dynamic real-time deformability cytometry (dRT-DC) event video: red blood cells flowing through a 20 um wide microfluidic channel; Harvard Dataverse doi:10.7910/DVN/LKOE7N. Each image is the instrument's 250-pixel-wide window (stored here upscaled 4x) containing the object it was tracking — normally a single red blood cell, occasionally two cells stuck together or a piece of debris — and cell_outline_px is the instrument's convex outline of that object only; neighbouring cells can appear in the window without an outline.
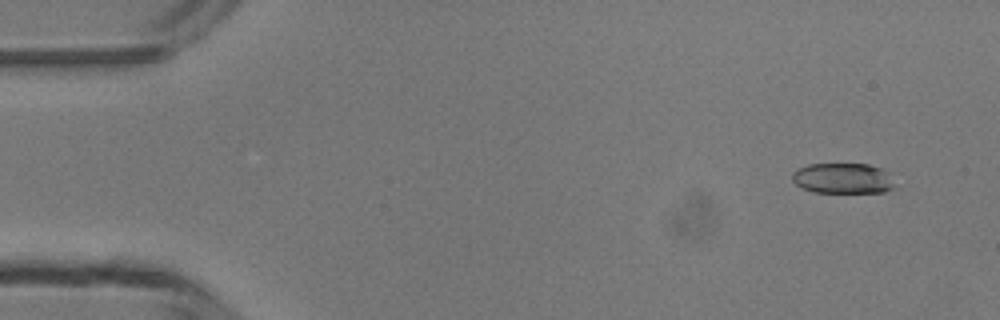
{"species": "common noctule bat (a hibernating species)", "species_latin": "Nyctalus noctula", "temperature_condition": "room temperature", "stored_images_in_passage": 4, "camera_frame_rate_fps": 3000, "um_per_image_px": 0.085, "animal": {"sex": "male", "body_mass_g": 13.3}, "frame": {"image": 1, "passage_image": 1, "time_ms": 0.0, "image_size_px": [1000, 320], "cell_outline_px": [[896, 188], [884, 192], [812, 192], [796, 184], [792, 180], [792, 172], [808, 164], [868, 164], [892, 172]], "centroid_in_image_um": [71.72, 15.16], "position_along_channel_um": 13.3, "area_um2": 18.5}}
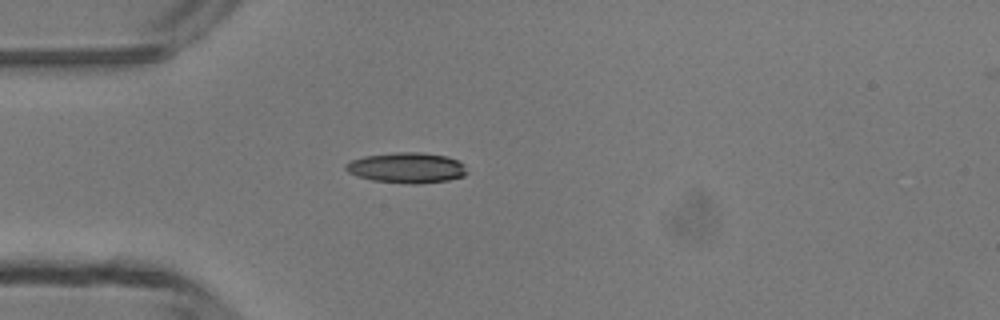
{"frame": {"image": 2, "passage_image": 4, "time_ms": 3.333, "image_size_px": [1000, 320], "cell_outline_px": [[468, 172], [464, 176], [448, 180], [416, 184], [408, 184], [372, 180], [356, 176], [348, 172], [344, 168], [344, 164], [352, 160], [364, 156], [396, 152], [420, 152], [448, 156], [464, 164]], "centroid_in_image_um": [34.57, 14.26], "position_along_channel_um": 50.4, "area_um2": 21.68}}